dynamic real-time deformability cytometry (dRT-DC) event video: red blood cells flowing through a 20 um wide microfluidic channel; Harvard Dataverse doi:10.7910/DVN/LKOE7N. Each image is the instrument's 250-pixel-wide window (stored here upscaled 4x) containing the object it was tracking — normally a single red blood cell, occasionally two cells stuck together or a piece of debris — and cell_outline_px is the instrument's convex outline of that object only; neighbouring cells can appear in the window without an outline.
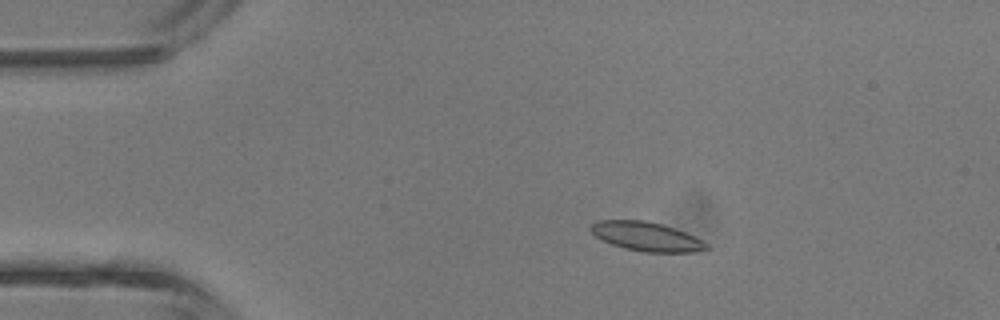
{"species": "common noctule bat (a hibernating species)", "species_latin": "Nyctalus noctula", "temperature_condition": "room temperature", "stored_images_in_passage": 3, "camera_frame_rate_fps": 3000, "um_per_image_px": 0.085, "animal": {"sex": "male", "body_mass_g": 13.3}, "frame": {"image": 1, "passage_image": 2, "time_ms": 1.333, "image_size_px": [1000, 320], "cell_outline_px": [[708, 248], [696, 252], [644, 252], [624, 248], [612, 244], [596, 236], [588, 228], [596, 220], [644, 220], [660, 224], [684, 232], [708, 244]], "centroid_in_image_um": [54.9, 20.1], "position_along_channel_um": 30.1, "area_um2": 19.25}}